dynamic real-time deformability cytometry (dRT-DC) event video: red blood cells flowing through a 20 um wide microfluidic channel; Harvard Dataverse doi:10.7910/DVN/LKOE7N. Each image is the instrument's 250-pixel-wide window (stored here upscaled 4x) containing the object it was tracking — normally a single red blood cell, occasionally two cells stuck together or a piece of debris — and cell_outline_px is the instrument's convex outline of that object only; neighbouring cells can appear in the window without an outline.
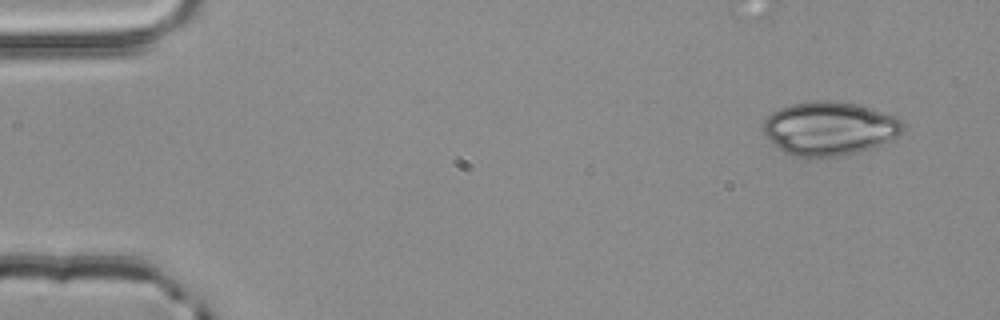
{"species": "common noctule bat (a hibernating species)", "species_latin": "Nyctalus noctula", "temperature_condition": "room temperature", "stored_images_in_passage": 4, "camera_frame_rate_fps": 3000, "um_per_image_px": 0.085, "animal": {"sex": "male", "body_mass_g": 20.4}, "frame": {"image": 1, "passage_image": 1, "time_ms": 0.0, "image_size_px": [1000, 320], "cell_outline_px": [[904, 128], [896, 136], [872, 148], [840, 156], [792, 156], [784, 152], [764, 132], [764, 120], [772, 112], [780, 108], [792, 104], [816, 100], [828, 100], [856, 104], [900, 116], [904, 124]], "centroid_in_image_um": [70.54, 10.89], "position_along_channel_um": 14.5, "area_um2": 43.23}}